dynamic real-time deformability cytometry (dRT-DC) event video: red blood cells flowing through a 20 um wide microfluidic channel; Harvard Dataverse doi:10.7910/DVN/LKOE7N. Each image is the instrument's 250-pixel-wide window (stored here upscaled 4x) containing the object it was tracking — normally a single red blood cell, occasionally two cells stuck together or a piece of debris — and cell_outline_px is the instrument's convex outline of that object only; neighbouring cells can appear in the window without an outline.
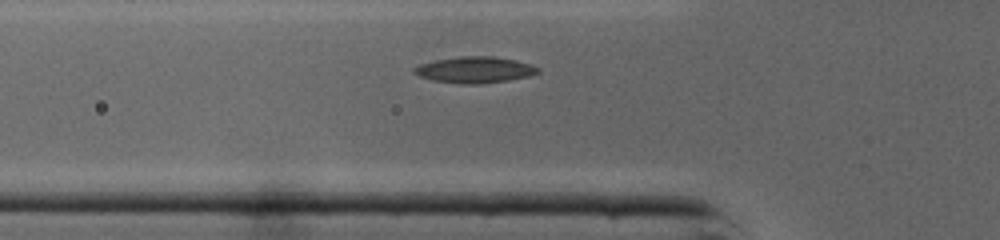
{"species": "common noctule bat (a hibernating species)", "species_latin": "Nyctalus noctula", "temperature_condition": "cold", "stored_images_in_passage": 24, "camera_frame_rate_fps": 3000, "um_per_image_px": 0.085, "animal": {"sex": "male", "body_mass_g": 19.0, "forearm_length_mm": 50.8}, "frame": {"image": 1, "passage_image": 2, "time_ms": 0.333, "image_size_px": [1000, 240], "cell_outline_px": [[540, 72], [528, 76], [508, 80], [476, 84], [464, 84], [432, 80], [420, 76], [412, 72], [412, 68], [420, 64], [436, 60], [460, 56], [492, 56], [516, 60], [540, 68]], "centroid_in_image_um": [40.34, 5.93], "position_along_channel_um": 85.5, "area_um2": 18.79}}
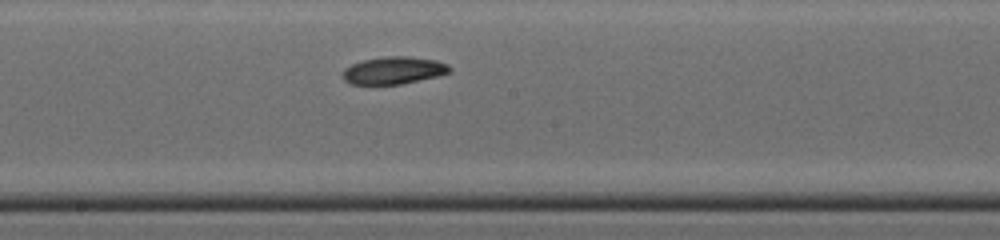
{"frame": {"image": 2, "passage_image": 11, "time_ms": 3.333, "image_size_px": [1000, 240], "cell_outline_px": [[452, 72], [436, 76], [400, 84], [348, 84], [344, 80], [344, 68], [352, 64], [364, 60], [384, 56], [408, 56], [436, 60], [448, 64], [452, 68]], "centroid_in_image_um": [33.48, 5.98], "position_along_channel_um": 214.7, "area_um2": 16.99}}
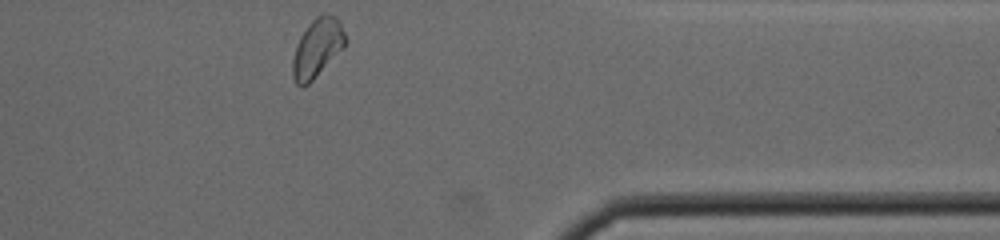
{"frame": {"image": 3, "passage_image": 24, "time_ms": 7.667, "image_size_px": [1000, 240], "cell_outline_px": [[348, 40], [344, 48], [308, 84], [300, 88], [296, 84], [292, 76], [292, 60], [296, 44], [300, 36], [308, 24], [316, 16], [324, 12], [336, 16]], "centroid_in_image_um": [26.96, 4.07], "position_along_channel_um": 384.4, "area_um2": 18.21}}